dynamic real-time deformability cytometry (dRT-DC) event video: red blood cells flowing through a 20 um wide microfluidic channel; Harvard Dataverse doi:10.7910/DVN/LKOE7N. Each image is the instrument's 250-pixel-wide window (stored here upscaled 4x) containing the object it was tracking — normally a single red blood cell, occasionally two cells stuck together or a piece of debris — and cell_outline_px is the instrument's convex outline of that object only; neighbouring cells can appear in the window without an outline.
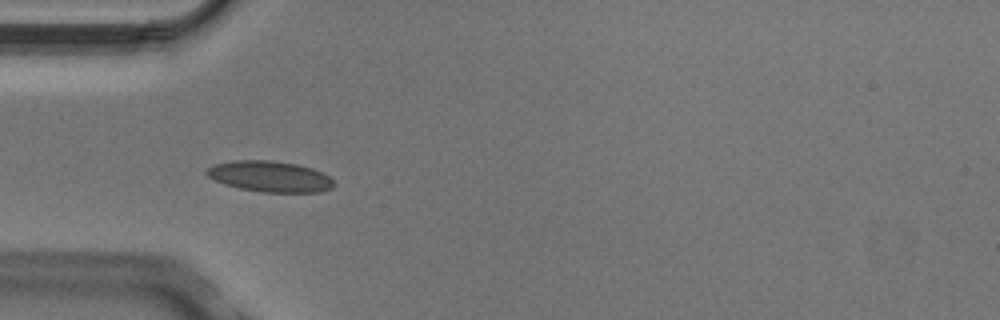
{"species": "Egyptian fruit bat (a non-hibernating species)", "species_latin": "Rousettus aegyptiacus", "temperature_condition": "cold", "stored_images_in_passage": 7, "camera_frame_rate_fps": 3000, "um_per_image_px": 0.085, "animal": {"sex": "male"}, "frame": {"image": 1, "passage_image": 5, "time_ms": 1.333, "image_size_px": [1000, 320], "cell_outline_px": [[336, 184], [332, 188], [320, 192], [264, 192], [240, 188], [224, 184], [208, 176], [204, 172], [212, 164], [232, 160], [272, 160], [296, 164], [312, 168], [328, 176]], "centroid_in_image_um": [22.93, 14.99], "position_along_channel_um": 62.1, "area_um2": 22.89}}
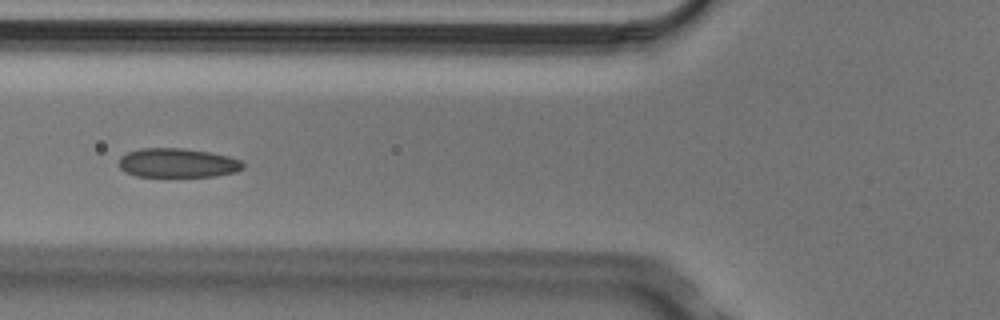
{"frame": {"image": 2, "passage_image": 6, "time_ms": 1.667, "image_size_px": [1000, 320], "cell_outline_px": [[244, 168], [236, 172], [216, 176], [136, 176], [124, 172], [120, 168], [120, 156], [128, 152], [140, 148], [184, 148], [212, 152], [228, 156], [240, 160], [244, 164]], "centroid_in_image_um": [15.11, 13.84], "position_along_channel_um": 110.7, "area_um2": 21.21}}
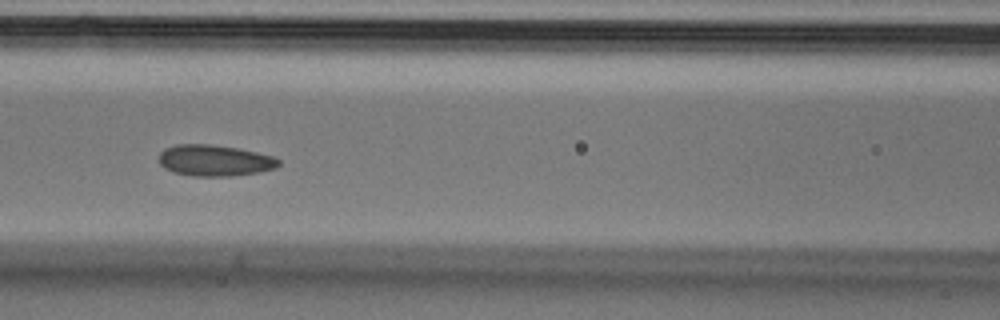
{"frame": {"image": 3, "passage_image": 7, "time_ms": 2.0, "image_size_px": [1000, 320], "cell_outline_px": [[280, 164], [276, 168], [260, 172], [232, 176], [192, 176], [172, 172], [164, 168], [160, 164], [160, 152], [164, 148], [176, 144], [208, 144], [240, 148], [272, 156], [280, 160]], "centroid_in_image_um": [18.24, 13.64], "position_along_channel_um": 148.4, "area_um2": 21.96}}